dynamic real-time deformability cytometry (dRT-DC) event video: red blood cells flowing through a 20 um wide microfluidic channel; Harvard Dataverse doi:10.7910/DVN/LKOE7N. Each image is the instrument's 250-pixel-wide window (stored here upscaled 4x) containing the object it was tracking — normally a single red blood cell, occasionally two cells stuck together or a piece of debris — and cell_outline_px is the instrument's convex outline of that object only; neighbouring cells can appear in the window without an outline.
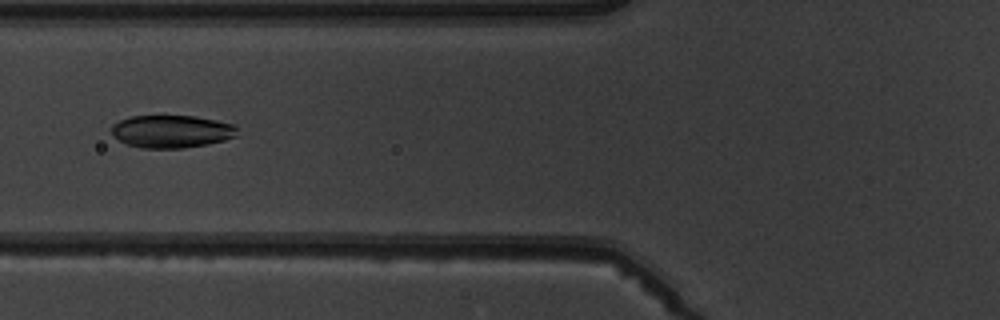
{"species": "common noctule bat (a hibernating species)", "species_latin": "Nyctalus noctula", "temperature_condition": "warm", "stored_images_in_passage": 6, "camera_frame_rate_fps": 3000, "um_per_image_px": 0.085, "animal": {"sex": "male", "body_mass_g": 19.5, "forearm_length_mm": 54.6}, "frame": {"image": 1, "passage_image": 6, "time_ms": 5.667, "image_size_px": [1000, 320], "cell_outline_px": [[236, 136], [224, 140], [208, 144], [184, 148], [140, 148], [128, 144], [120, 140], [112, 132], [112, 124], [120, 120], [132, 116], [196, 116], [236, 124]], "centroid_in_image_um": [14.61, 11.17], "position_along_channel_um": 111.2, "area_um2": 23.87}}